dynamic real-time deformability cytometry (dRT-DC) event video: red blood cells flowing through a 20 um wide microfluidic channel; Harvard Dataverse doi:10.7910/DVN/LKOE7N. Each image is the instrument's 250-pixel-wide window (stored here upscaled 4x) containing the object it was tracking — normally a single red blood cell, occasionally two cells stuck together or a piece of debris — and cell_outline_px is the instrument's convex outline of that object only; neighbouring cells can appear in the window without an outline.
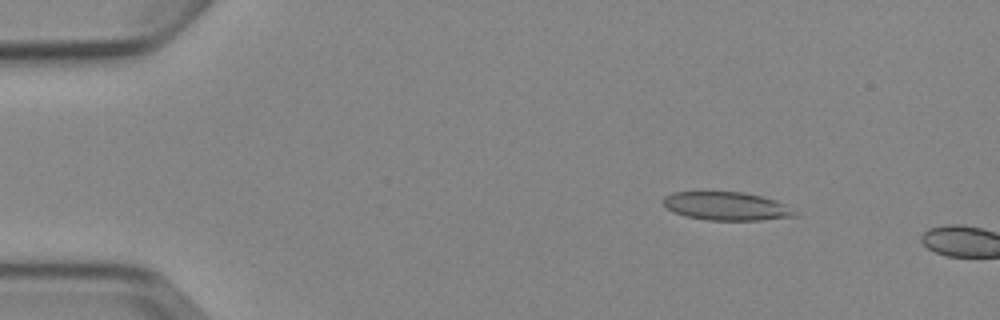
{"species": "Egyptian fruit bat (a non-hibernating species)", "species_latin": "Rousettus aegyptiacus", "temperature_condition": "cold", "stored_images_in_passage": 3, "camera_frame_rate_fps": 3000, "um_per_image_px": 0.085, "animal": {"sex": "female"}, "frame": {"image": 1, "passage_image": 2, "time_ms": 1.333, "image_size_px": [1000, 320], "cell_outline_px": [[800, 216], [760, 220], [704, 220], [684, 216], [672, 212], [660, 200], [664, 196], [672, 192], [744, 192], [764, 196], [776, 200], [784, 204], [796, 212]], "centroid_in_image_um": [61.74, 17.52], "position_along_channel_um": 23.3, "area_um2": 22.02}}